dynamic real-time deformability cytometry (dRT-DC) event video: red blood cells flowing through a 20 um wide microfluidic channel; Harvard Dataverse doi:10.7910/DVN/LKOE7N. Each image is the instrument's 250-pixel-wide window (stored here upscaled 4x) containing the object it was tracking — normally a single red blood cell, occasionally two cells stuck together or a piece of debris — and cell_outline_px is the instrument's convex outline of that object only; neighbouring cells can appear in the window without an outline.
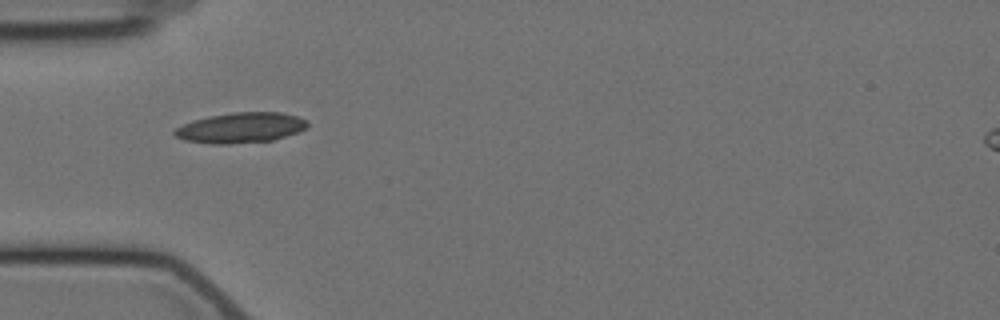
{"species": "Egyptian fruit bat (a non-hibernating species)", "species_latin": "Rousettus aegyptiacus", "temperature_condition": "cold", "stored_images_in_passage": 10, "camera_frame_rate_fps": 3000, "um_per_image_px": 0.085, "animal": {"sex": "female"}, "frame": {"image": 1, "passage_image": 3, "time_ms": 5.333, "image_size_px": [1000, 320], "cell_outline_px": [[308, 128], [272, 140], [228, 144], [212, 144], [184, 140], [176, 136], [172, 132], [176, 128], [192, 120], [232, 112], [280, 112], [296, 116], [308, 120]], "centroid_in_image_um": [20.46, 10.85], "position_along_channel_um": 64.5, "area_um2": 23.35}}
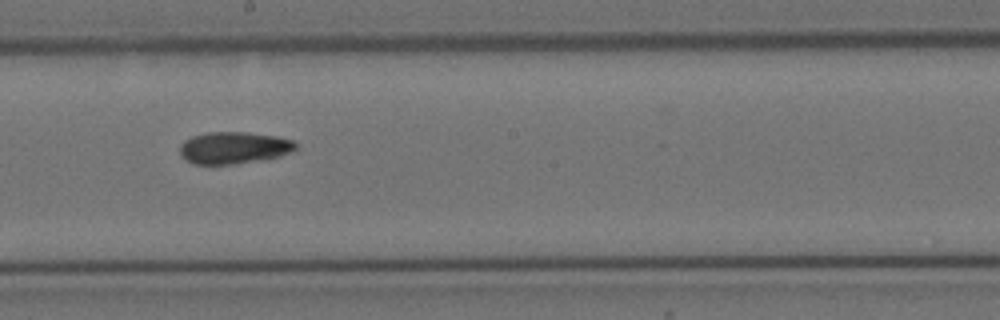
{"frame": {"image": 2, "passage_image": 7, "time_ms": 10.0, "image_size_px": [1000, 320], "cell_outline_px": [[296, 148], [292, 152], [268, 160], [232, 164], [192, 164], [180, 156], [180, 144], [184, 140], [192, 136], [208, 132], [248, 132], [276, 136], [292, 140], [296, 144]], "centroid_in_image_um": [19.87, 12.57], "position_along_channel_um": 228.3, "area_um2": 21.91}}
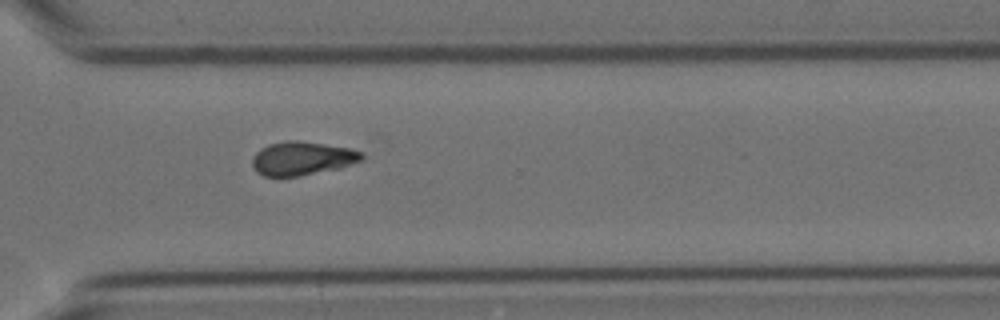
{"frame": {"image": 3, "passage_image": 10, "time_ms": 13.333, "image_size_px": [1000, 320], "cell_outline_px": [[364, 160], [340, 168], [300, 176], [264, 176], [256, 172], [252, 164], [252, 156], [260, 148], [268, 144], [284, 140], [300, 140], [352, 148], [360, 152], [364, 156]], "centroid_in_image_um": [25.68, 13.45], "position_along_channel_um": 344.9, "area_um2": 21.79}}